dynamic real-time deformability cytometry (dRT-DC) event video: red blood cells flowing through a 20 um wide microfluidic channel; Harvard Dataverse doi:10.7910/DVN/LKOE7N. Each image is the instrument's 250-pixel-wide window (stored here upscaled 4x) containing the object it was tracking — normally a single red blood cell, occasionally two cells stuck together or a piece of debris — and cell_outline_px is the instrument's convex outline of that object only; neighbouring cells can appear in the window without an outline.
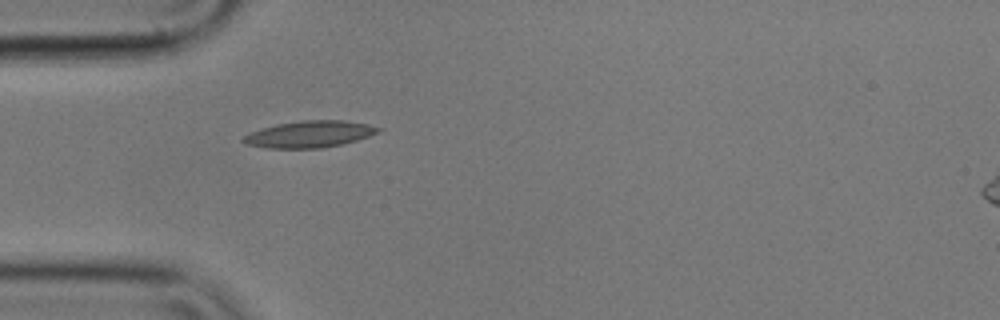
{"species": "common noctule bat (a hibernating species)", "species_latin": "Nyctalus noctula", "temperature_condition": "cold", "stored_images_in_passage": 1, "camera_frame_rate_fps": 3000, "um_per_image_px": 0.085, "animal": {"sex": "male", "body_mass_g": 17.9}, "frame": {"image": 1, "passage_image": 1, "time_ms": 0.0, "image_size_px": [1000, 320], "cell_outline_px": [[384, 128], [380, 132], [356, 140], [340, 144], [320, 148], [264, 148], [244, 144], [240, 140], [248, 132], [260, 128], [276, 124], [300, 120], [344, 120], [368, 124]], "centroid_in_image_um": [26.26, 11.4], "position_along_channel_um": 58.7, "area_um2": 21.21}}